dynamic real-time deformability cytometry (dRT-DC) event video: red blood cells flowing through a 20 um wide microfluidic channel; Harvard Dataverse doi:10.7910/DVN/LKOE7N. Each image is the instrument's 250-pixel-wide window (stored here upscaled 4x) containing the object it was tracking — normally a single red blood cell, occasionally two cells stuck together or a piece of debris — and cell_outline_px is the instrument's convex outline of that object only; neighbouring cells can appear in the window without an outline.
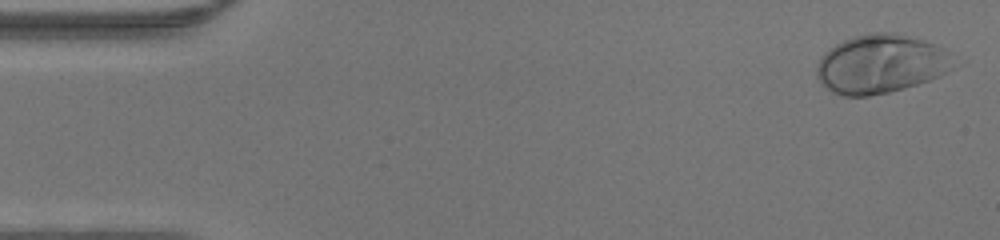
{"species": "human", "species_latin": "Homo sapiens", "temperature_condition": "warm", "stored_images_in_passage": 47, "camera_frame_rate_fps": 3000, "um_per_image_px": 0.085, "donor": {"sex": "male"}, "frame": {"image": 1, "passage_image": 2, "time_ms": 0.333, "image_size_px": [1000, 240], "cell_outline_px": [[948, 52], [944, 72], [940, 76], [904, 88], [888, 92], [868, 96], [844, 96], [832, 92], [820, 84], [816, 76], [816, 64], [820, 56], [824, 52], [836, 44], [852, 36], [868, 32], [896, 32], [924, 40], [944, 48]], "centroid_in_image_um": [74.72, 5.43], "position_along_channel_um": 10.3, "area_um2": 46.41}}
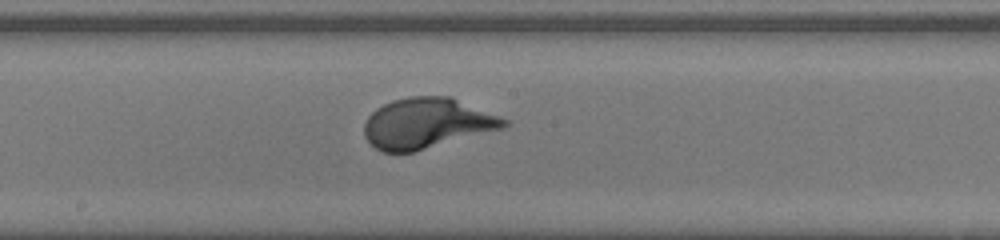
{"frame": {"image": 2, "passage_image": 25, "time_ms": 8.0, "image_size_px": [1000, 240], "cell_outline_px": [[508, 124], [504, 128], [412, 152], [384, 152], [376, 148], [364, 136], [364, 124], [368, 116], [376, 108], [392, 100], [408, 96], [452, 96], [508, 120]], "centroid_in_image_um": [36.27, 10.46], "position_along_channel_um": 211.9, "area_um2": 40.92}}
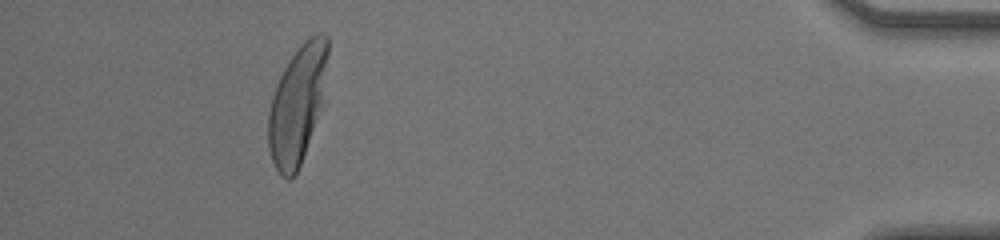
{"frame": {"image": 3, "passage_image": 43, "time_ms": 14.0, "image_size_px": [1000, 240], "cell_outline_px": [[328, 56], [320, 104], [296, 176], [292, 180], [288, 180], [280, 176], [272, 160], [268, 148], [268, 112], [272, 96], [276, 84], [288, 60], [300, 44], [304, 40], [316, 32], [324, 32], [328, 36]], "centroid_in_image_um": [25.23, 8.85], "position_along_channel_um": 410.0, "area_um2": 40.17}}